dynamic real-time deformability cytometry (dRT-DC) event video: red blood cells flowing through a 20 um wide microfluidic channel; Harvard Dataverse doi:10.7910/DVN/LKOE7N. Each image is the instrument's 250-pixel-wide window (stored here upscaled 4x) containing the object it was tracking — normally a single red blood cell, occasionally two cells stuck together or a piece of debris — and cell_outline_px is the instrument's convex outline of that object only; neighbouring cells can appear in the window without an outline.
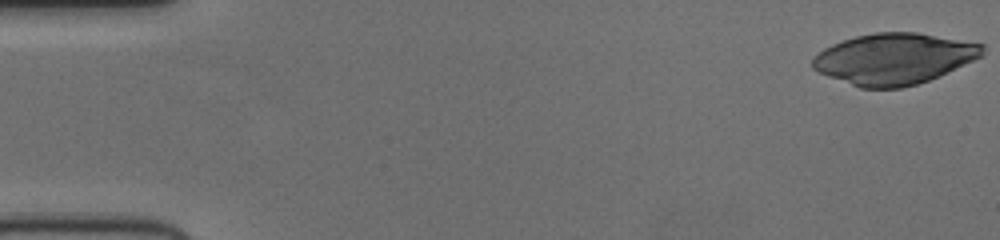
{"species": "human", "species_latin": "Homo sapiens", "temperature_condition": "cold", "stored_images_in_passage": 52, "camera_frame_rate_fps": 3000, "um_per_image_px": 0.085, "donor": {"sex": "female"}, "frame": {"image": 1, "passage_image": 1, "time_ms": 0.0, "image_size_px": [1000, 240], "cell_outline_px": [[984, 52], [980, 56], [972, 60], [928, 80], [916, 84], [900, 88], [860, 88], [828, 76], [812, 68], [812, 60], [824, 48], [832, 44], [856, 36], [876, 32], [916, 32], [984, 44]], "centroid_in_image_um": [75.96, 4.99], "position_along_channel_um": 9.0, "area_um2": 49.82}}
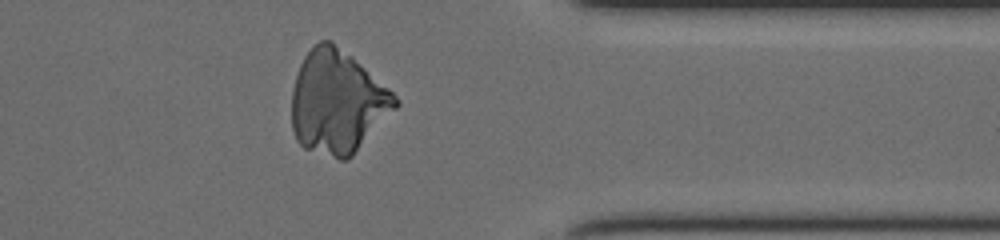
{"frame": {"image": 2, "passage_image": 42, "time_ms": 13.667, "image_size_px": [1000, 240], "cell_outline_px": [[400, 104], [352, 156], [348, 160], [340, 160], [304, 148], [296, 140], [292, 128], [292, 88], [300, 64], [304, 56], [320, 40], [332, 40], [352, 56], [388, 88], [400, 100]], "centroid_in_image_um": [28.67, 8.68], "position_along_channel_um": 382.7, "area_um2": 62.19}}
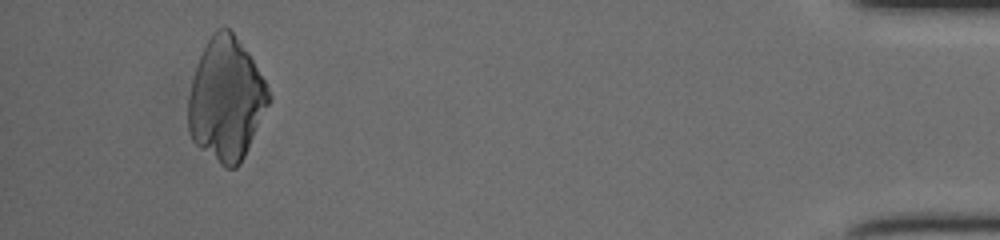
{"frame": {"image": 3, "passage_image": 49, "time_ms": 16.0, "image_size_px": [1000, 240], "cell_outline_px": [[272, 96], [244, 156], [240, 164], [236, 168], [224, 168], [200, 148], [192, 140], [188, 132], [188, 96], [192, 80], [200, 56], [212, 32], [216, 28], [224, 24], [240, 40], [248, 52], [264, 80]], "centroid_in_image_um": [19.21, 8.43], "position_along_channel_um": 416.0, "area_um2": 57.4}}